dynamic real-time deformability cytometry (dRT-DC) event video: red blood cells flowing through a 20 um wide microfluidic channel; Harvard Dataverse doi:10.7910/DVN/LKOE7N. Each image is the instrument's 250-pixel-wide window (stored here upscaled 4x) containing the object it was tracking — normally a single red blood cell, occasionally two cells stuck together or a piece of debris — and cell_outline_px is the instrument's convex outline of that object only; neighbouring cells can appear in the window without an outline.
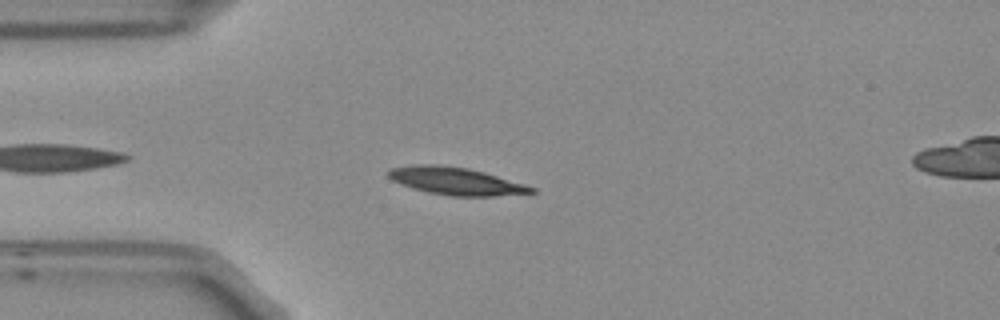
{"species": "Egyptian fruit bat (a non-hibernating species)", "species_latin": "Rousettus aegyptiacus", "temperature_condition": "room temperature", "stored_images_in_passage": 5, "segment_of_instrument_passage": [1, 2], "camera_frame_rate_fps": 3000, "um_per_image_px": 0.085, "frame": {"image": 1, "passage_image": 4, "time_ms": 1.0, "image_size_px": [1000, 320], "cell_outline_px": [[536, 192], [492, 196], [452, 196], [428, 192], [412, 188], [400, 184], [392, 180], [388, 176], [388, 168], [412, 164], [440, 164], [468, 168], [484, 172], [524, 184], [536, 188]], "centroid_in_image_um": [38.69, 15.38], "position_along_channel_um": 46.3, "area_um2": 22.95}}